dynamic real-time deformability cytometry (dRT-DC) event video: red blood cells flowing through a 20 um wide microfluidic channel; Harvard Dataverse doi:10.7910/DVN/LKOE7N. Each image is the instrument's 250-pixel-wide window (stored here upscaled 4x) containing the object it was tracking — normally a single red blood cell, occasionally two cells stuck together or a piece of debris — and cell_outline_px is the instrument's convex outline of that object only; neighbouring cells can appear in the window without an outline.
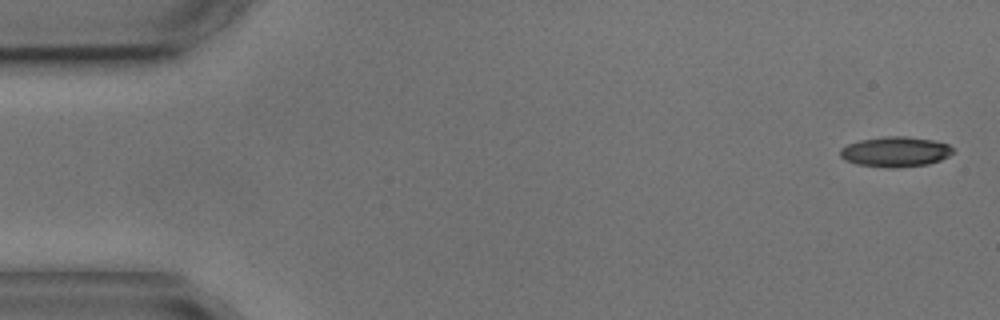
{"species": "common noctule bat (a hibernating species)", "species_latin": "Nyctalus noctula", "temperature_condition": "cold", "stored_images_in_passage": 6, "camera_frame_rate_fps": 3000, "um_per_image_px": 0.085, "animal": {"sex": "male", "body_mass_g": 17.9, "forearm_length_mm": 54.2}, "frame": {"image": 1, "passage_image": 1, "time_ms": 0.0, "image_size_px": [1000, 320], "cell_outline_px": [[952, 152], [948, 156], [940, 160], [928, 164], [892, 168], [888, 168], [856, 164], [844, 160], [840, 156], [840, 148], [848, 144], [860, 140], [884, 136], [904, 136], [936, 140], [948, 144], [952, 148]], "centroid_in_image_um": [76.08, 12.89], "position_along_channel_um": 8.9, "area_um2": 19.88}}